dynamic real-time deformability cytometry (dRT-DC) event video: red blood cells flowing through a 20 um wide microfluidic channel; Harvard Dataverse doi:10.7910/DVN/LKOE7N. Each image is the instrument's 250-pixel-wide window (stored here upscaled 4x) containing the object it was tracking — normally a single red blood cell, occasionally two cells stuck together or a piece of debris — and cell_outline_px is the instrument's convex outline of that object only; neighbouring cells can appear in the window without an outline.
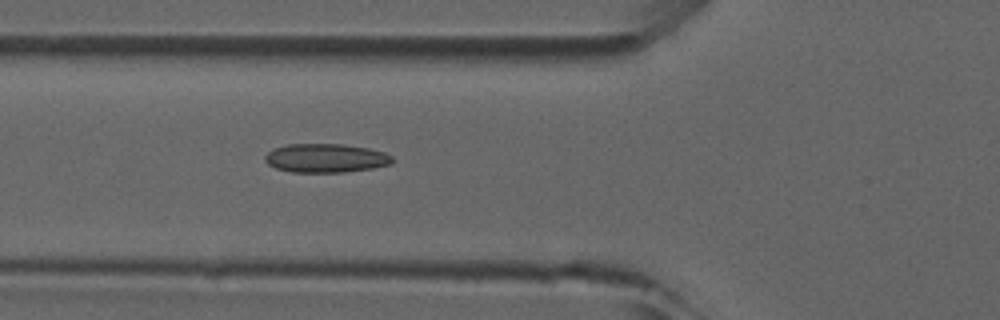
{"species": "common noctule bat (a hibernating species)", "species_latin": "Nyctalus noctula", "temperature_condition": "room temperature", "stored_images_in_passage": 15, "camera_frame_rate_fps": 3000, "um_per_image_px": 0.085, "animal": {"sex": "male", "forearm_length_mm": 52.5}, "frame": {"image": 1, "passage_image": 5, "time_ms": 1.333, "image_size_px": [1000, 320], "cell_outline_px": [[392, 160], [388, 164], [372, 168], [344, 172], [292, 172], [276, 168], [268, 164], [264, 160], [264, 156], [272, 148], [288, 144], [344, 144], [368, 148], [384, 152], [392, 156]], "centroid_in_image_um": [27.64, 13.43], "position_along_channel_um": 98.2, "area_um2": 21.33}}